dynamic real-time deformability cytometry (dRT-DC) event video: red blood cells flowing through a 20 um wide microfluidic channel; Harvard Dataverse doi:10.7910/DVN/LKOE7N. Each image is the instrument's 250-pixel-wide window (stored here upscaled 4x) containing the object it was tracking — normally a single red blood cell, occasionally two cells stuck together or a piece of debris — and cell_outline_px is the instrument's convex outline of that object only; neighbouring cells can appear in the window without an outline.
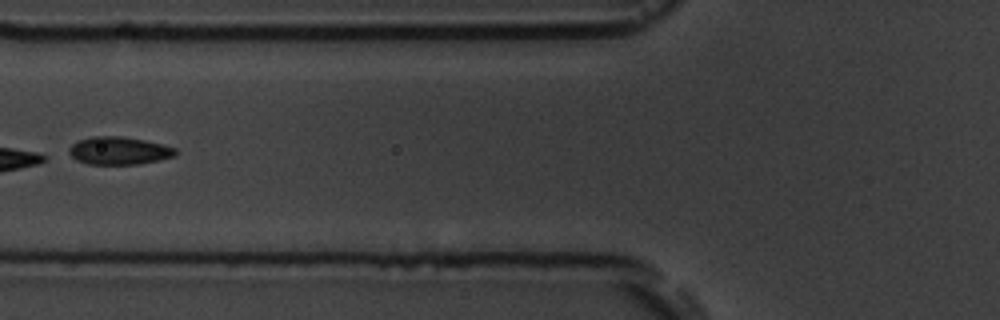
{"species": "common noctule bat (a hibernating species)", "species_latin": "Nyctalus noctula", "temperature_condition": "room temperature", "stored_images_in_passage": 5, "camera_frame_rate_fps": 3000, "um_per_image_px": 0.085, "animal": {"sex": "male", "body_mass_g": 19.5, "forearm_length_mm": 54.6}, "frame": {"image": 1, "passage_image": 5, "time_ms": 5.333, "image_size_px": [1000, 320], "cell_outline_px": [[176, 156], [160, 160], [136, 164], [88, 164], [76, 160], [68, 152], [68, 148], [72, 144], [80, 140], [92, 136], [120, 136], [144, 140], [176, 148]], "centroid_in_image_um": [10.1, 12.81], "position_along_channel_um": 115.7, "area_um2": 17.17}}